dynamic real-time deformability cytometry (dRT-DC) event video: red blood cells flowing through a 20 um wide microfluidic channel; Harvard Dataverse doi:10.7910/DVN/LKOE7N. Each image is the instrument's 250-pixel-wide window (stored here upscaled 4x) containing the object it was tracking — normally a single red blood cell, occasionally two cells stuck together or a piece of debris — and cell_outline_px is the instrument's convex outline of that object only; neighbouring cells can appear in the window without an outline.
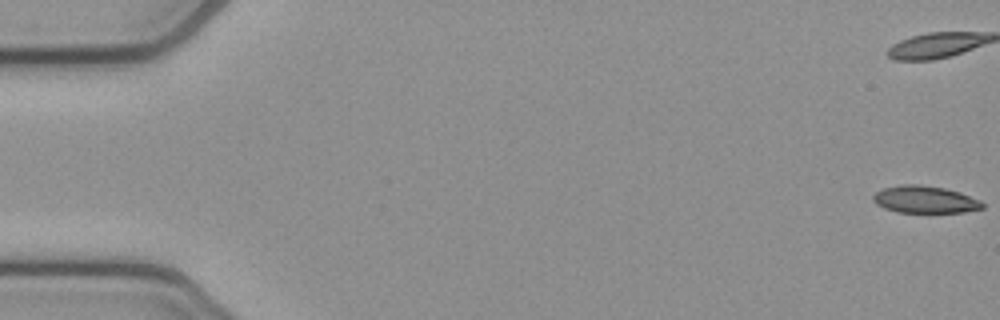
{"species": "common noctule bat (a hibernating species)", "species_latin": "Nyctalus noctula", "temperature_condition": "cold", "stored_images_in_passage": 54, "camera_frame_rate_fps": 3000, "um_per_image_px": 0.085, "animal": {"sex": "female", "body_mass_g": 21.9}, "frame": {"image": 1, "passage_image": 1, "time_ms": 0.0, "image_size_px": [1000, 320], "cell_outline_px": [[984, 208], [964, 212], [896, 212], [884, 208], [876, 204], [872, 200], [872, 196], [876, 192], [884, 188], [900, 184], [920, 184], [944, 188], [960, 192], [980, 200], [984, 204]], "centroid_in_image_um": [78.6, 16.95], "position_along_channel_um": 6.4, "area_um2": 17.4}, "authors_computed_cell_mechanics": {"area_um2": 18.3804, "velocity_mm_per_s": 3.8765, "shape_relaxation_time_tau1_ms": 7.8789, "shape_relaxation_time_tau2_ms": 9.4876, "deformation_change_tau1": 0.1809, "deformation_change_tau2": 0.2074}}